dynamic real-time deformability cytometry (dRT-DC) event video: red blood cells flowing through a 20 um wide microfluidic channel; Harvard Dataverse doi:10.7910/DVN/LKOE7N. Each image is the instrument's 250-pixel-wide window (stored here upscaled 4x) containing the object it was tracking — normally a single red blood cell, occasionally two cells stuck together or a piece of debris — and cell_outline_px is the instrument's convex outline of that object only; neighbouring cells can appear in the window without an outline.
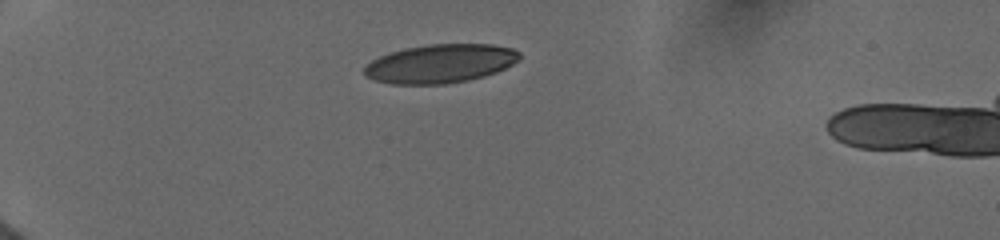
{"species": "human", "species_latin": "Homo sapiens", "temperature_condition": "cold", "stored_images_in_passage": 37, "camera_frame_rate_fps": 3000, "um_per_image_px": 0.085, "donor": {"sex": "female"}, "frame": {"image": 1, "passage_image": 1, "time_ms": 0.0, "image_size_px": [1000, 240], "cell_outline_px": [[520, 60], [496, 72], [484, 76], [468, 80], [444, 84], [392, 84], [376, 80], [364, 76], [364, 68], [372, 60], [380, 56], [404, 48], [428, 44], [492, 44], [512, 48], [520, 52]], "centroid_in_image_um": [37.44, 5.4], "position_along_channel_um": 47.6, "area_um2": 34.97}}
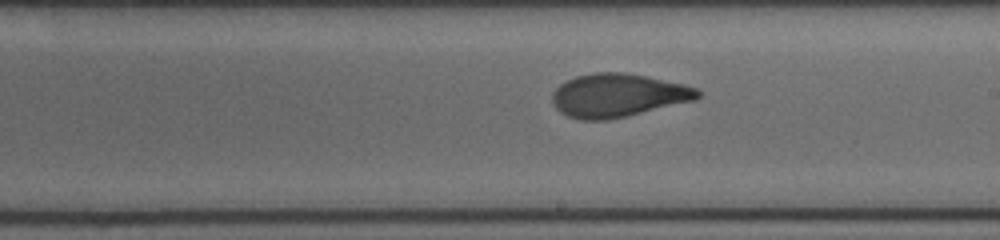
{"frame": {"image": 2, "passage_image": 18, "time_ms": 6.0, "image_size_px": [1000, 240], "cell_outline_px": [[700, 96], [696, 100], [624, 116], [604, 120], [580, 120], [568, 116], [560, 112], [556, 108], [552, 100], [552, 92], [560, 84], [576, 76], [596, 72], [624, 72], [684, 84], [700, 88]], "centroid_in_image_um": [52.52, 8.1], "position_along_channel_um": 236.5, "area_um2": 36.53}}
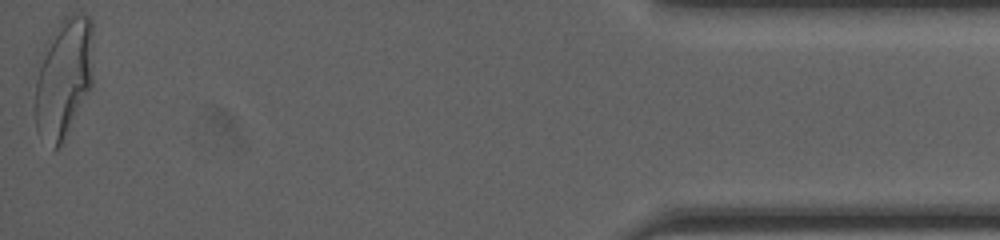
{"frame": {"image": 3, "passage_image": 37, "time_ms": 12.667, "image_size_px": [1000, 240], "cell_outline_px": [[92, 88], [60, 144], [52, 152], [36, 132], [36, 60], [48, 36], [72, 12], [76, 12], [88, 16], [92, 20]], "centroid_in_image_um": [5.38, 6.6], "position_along_channel_um": 429.8, "area_um2": 41.38}, "authors_computed_cell_mechanics": {"area_um2": 37.0498, "velocity_mm_per_s": 3.9245, "shape_relaxation_time_tau1_ms": 4.6001, "shape_relaxation_time_tau2_ms": 0.9372, "deformation_change_tau1": 0.176, "deformation_change_tau2": 0.0688}}